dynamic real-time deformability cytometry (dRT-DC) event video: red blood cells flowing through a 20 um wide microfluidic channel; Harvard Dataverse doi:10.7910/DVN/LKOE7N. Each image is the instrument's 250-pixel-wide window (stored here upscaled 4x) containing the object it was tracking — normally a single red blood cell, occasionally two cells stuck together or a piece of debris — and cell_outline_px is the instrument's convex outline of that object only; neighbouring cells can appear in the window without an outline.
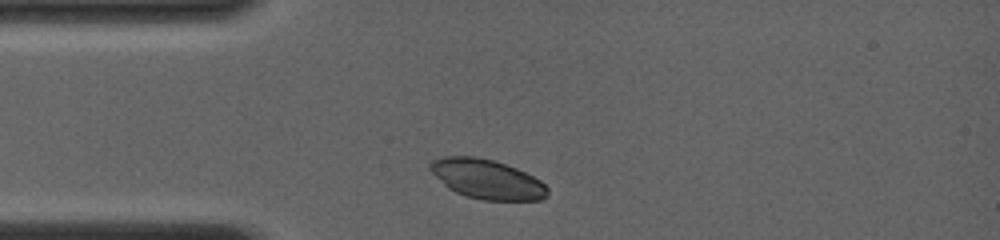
{"species": "common noctule bat (a hibernating species)", "species_latin": "Nyctalus noctula", "temperature_condition": "room temperature", "stored_images_in_passage": 1, "camera_frame_rate_fps": 4000, "um_per_image_px": 0.085, "animal": {"sex": "female", "body_mass_g": 19.0, "forearm_length_mm": 56.7}, "frame": {"image": 1, "passage_image": 1, "time_ms": 0.0, "image_size_px": [1000, 240], "cell_outline_px": [[548, 196], [540, 200], [484, 200], [468, 196], [456, 192], [448, 188], [428, 168], [428, 164], [432, 160], [444, 156], [476, 156], [492, 160], [516, 168], [540, 180], [548, 188]], "centroid_in_image_um": [41.38, 15.22], "position_along_channel_um": 43.6, "area_um2": 26.82}}